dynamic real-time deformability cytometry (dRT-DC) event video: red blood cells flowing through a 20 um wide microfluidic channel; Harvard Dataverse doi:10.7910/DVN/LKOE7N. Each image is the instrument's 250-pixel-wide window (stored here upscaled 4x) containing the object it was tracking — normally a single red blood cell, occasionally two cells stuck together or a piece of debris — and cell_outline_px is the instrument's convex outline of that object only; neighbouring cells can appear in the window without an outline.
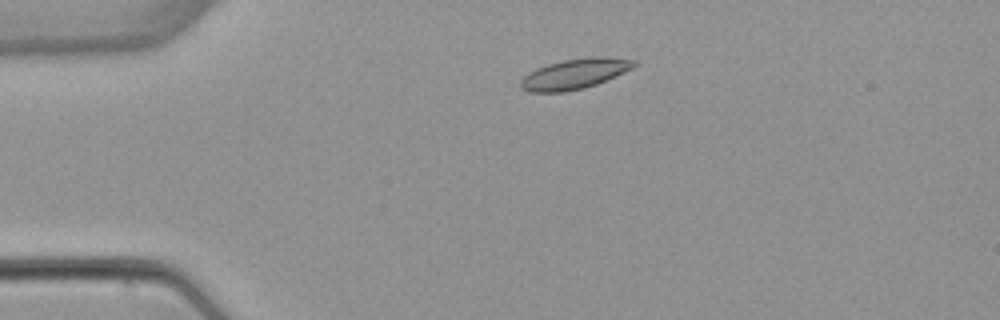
{"species": "common noctule bat (a hibernating species)", "species_latin": "Nyctalus noctula", "temperature_condition": "warm", "stored_images_in_passage": 3, "camera_frame_rate_fps": 3000, "um_per_image_px": 0.085, "animal": {"sex": "female", "body_mass_g": 22.7, "forearm_length_mm": 54.2}, "frame": {"image": 1, "passage_image": 2, "time_ms": 1.0, "image_size_px": [1000, 320], "cell_outline_px": [[636, 64], [632, 68], [616, 76], [596, 84], [584, 88], [564, 92], [528, 92], [520, 88], [520, 80], [528, 72], [536, 68], [548, 64], [564, 60], [592, 56], [604, 56], [636, 60]], "centroid_in_image_um": [48.82, 6.28], "position_along_channel_um": 36.2, "area_um2": 20.06}}